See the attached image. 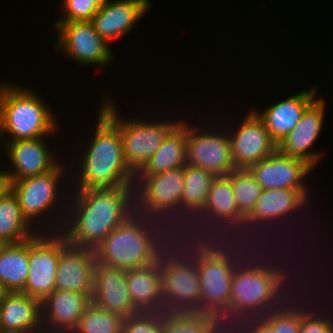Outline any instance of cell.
<instances>
[{"label":"cell","mask_w":333,"mask_h":333,"mask_svg":"<svg viewBox=\"0 0 333 333\" xmlns=\"http://www.w3.org/2000/svg\"><path fill=\"white\" fill-rule=\"evenodd\" d=\"M130 187L75 190L76 196L72 197L74 202L71 203L74 208L68 207L70 210H67L72 214L67 213L66 219L60 215V220L64 221L60 224L55 220L56 226L49 231L61 232L72 245L95 250L113 229L121 225V205L128 197Z\"/></svg>","instance_id":"cell-1"},{"label":"cell","mask_w":333,"mask_h":333,"mask_svg":"<svg viewBox=\"0 0 333 333\" xmlns=\"http://www.w3.org/2000/svg\"><path fill=\"white\" fill-rule=\"evenodd\" d=\"M91 144L87 145L73 190L132 186L135 173L123 155L119 128L99 109ZM80 180V181H79Z\"/></svg>","instance_id":"cell-2"},{"label":"cell","mask_w":333,"mask_h":333,"mask_svg":"<svg viewBox=\"0 0 333 333\" xmlns=\"http://www.w3.org/2000/svg\"><path fill=\"white\" fill-rule=\"evenodd\" d=\"M38 95L18 84L0 86V141L8 139L3 144L42 138L58 130L52 109ZM5 132L8 136L3 138Z\"/></svg>","instance_id":"cell-3"},{"label":"cell","mask_w":333,"mask_h":333,"mask_svg":"<svg viewBox=\"0 0 333 333\" xmlns=\"http://www.w3.org/2000/svg\"><path fill=\"white\" fill-rule=\"evenodd\" d=\"M104 100L105 103L101 104L100 110L119 128L124 159L136 174L156 153L166 137L181 123V120L148 122L136 118L126 121L123 116L120 118L112 99Z\"/></svg>","instance_id":"cell-4"},{"label":"cell","mask_w":333,"mask_h":333,"mask_svg":"<svg viewBox=\"0 0 333 333\" xmlns=\"http://www.w3.org/2000/svg\"><path fill=\"white\" fill-rule=\"evenodd\" d=\"M173 266L199 268L210 261L239 263L237 229L219 228L204 235H183L170 239Z\"/></svg>","instance_id":"cell-5"},{"label":"cell","mask_w":333,"mask_h":333,"mask_svg":"<svg viewBox=\"0 0 333 333\" xmlns=\"http://www.w3.org/2000/svg\"><path fill=\"white\" fill-rule=\"evenodd\" d=\"M46 228L29 239V273L20 291L42 302L55 290V275L61 253V232Z\"/></svg>","instance_id":"cell-6"},{"label":"cell","mask_w":333,"mask_h":333,"mask_svg":"<svg viewBox=\"0 0 333 333\" xmlns=\"http://www.w3.org/2000/svg\"><path fill=\"white\" fill-rule=\"evenodd\" d=\"M189 125L187 123V164L202 168L215 177L228 176L233 172L236 168L232 158L228 131L218 132L216 129L212 133L202 132L198 127H191L192 125L189 127Z\"/></svg>","instance_id":"cell-7"},{"label":"cell","mask_w":333,"mask_h":333,"mask_svg":"<svg viewBox=\"0 0 333 333\" xmlns=\"http://www.w3.org/2000/svg\"><path fill=\"white\" fill-rule=\"evenodd\" d=\"M59 36L56 48L82 64H110L112 49L95 30L91 21L55 23Z\"/></svg>","instance_id":"cell-8"},{"label":"cell","mask_w":333,"mask_h":333,"mask_svg":"<svg viewBox=\"0 0 333 333\" xmlns=\"http://www.w3.org/2000/svg\"><path fill=\"white\" fill-rule=\"evenodd\" d=\"M152 237L139 228L119 225L95 249L96 261L125 270L142 268Z\"/></svg>","instance_id":"cell-9"},{"label":"cell","mask_w":333,"mask_h":333,"mask_svg":"<svg viewBox=\"0 0 333 333\" xmlns=\"http://www.w3.org/2000/svg\"><path fill=\"white\" fill-rule=\"evenodd\" d=\"M64 168L63 163H59L46 174L13 181V193L18 198L22 214L34 228V222L41 217L44 218L43 215L48 217L44 212L51 213L58 204V183L63 177V172L64 175L66 173Z\"/></svg>","instance_id":"cell-10"},{"label":"cell","mask_w":333,"mask_h":333,"mask_svg":"<svg viewBox=\"0 0 333 333\" xmlns=\"http://www.w3.org/2000/svg\"><path fill=\"white\" fill-rule=\"evenodd\" d=\"M96 265L95 250L72 245L61 233L55 290L93 293Z\"/></svg>","instance_id":"cell-11"},{"label":"cell","mask_w":333,"mask_h":333,"mask_svg":"<svg viewBox=\"0 0 333 333\" xmlns=\"http://www.w3.org/2000/svg\"><path fill=\"white\" fill-rule=\"evenodd\" d=\"M236 129V133L228 132L236 169H248L277 151V143L254 111H250Z\"/></svg>","instance_id":"cell-12"},{"label":"cell","mask_w":333,"mask_h":333,"mask_svg":"<svg viewBox=\"0 0 333 333\" xmlns=\"http://www.w3.org/2000/svg\"><path fill=\"white\" fill-rule=\"evenodd\" d=\"M93 293L54 290L41 302V324L44 333H72Z\"/></svg>","instance_id":"cell-13"},{"label":"cell","mask_w":333,"mask_h":333,"mask_svg":"<svg viewBox=\"0 0 333 333\" xmlns=\"http://www.w3.org/2000/svg\"><path fill=\"white\" fill-rule=\"evenodd\" d=\"M314 168L305 160L276 151L252 164L248 170L263 189H307L304 177Z\"/></svg>","instance_id":"cell-14"},{"label":"cell","mask_w":333,"mask_h":333,"mask_svg":"<svg viewBox=\"0 0 333 333\" xmlns=\"http://www.w3.org/2000/svg\"><path fill=\"white\" fill-rule=\"evenodd\" d=\"M272 305L273 289L268 275L259 268L240 261L232 276L230 306L269 313Z\"/></svg>","instance_id":"cell-15"},{"label":"cell","mask_w":333,"mask_h":333,"mask_svg":"<svg viewBox=\"0 0 333 333\" xmlns=\"http://www.w3.org/2000/svg\"><path fill=\"white\" fill-rule=\"evenodd\" d=\"M325 101L316 99L304 112L299 123L277 144V151L285 156L305 160L313 168L316 167L321 154L310 151L323 128Z\"/></svg>","instance_id":"cell-16"},{"label":"cell","mask_w":333,"mask_h":333,"mask_svg":"<svg viewBox=\"0 0 333 333\" xmlns=\"http://www.w3.org/2000/svg\"><path fill=\"white\" fill-rule=\"evenodd\" d=\"M92 303L124 318L138 313L129 295L127 270L97 263Z\"/></svg>","instance_id":"cell-17"},{"label":"cell","mask_w":333,"mask_h":333,"mask_svg":"<svg viewBox=\"0 0 333 333\" xmlns=\"http://www.w3.org/2000/svg\"><path fill=\"white\" fill-rule=\"evenodd\" d=\"M289 218L290 217H283V218H278V219H275V220H272V221H265V222H254V221H250V220H244L242 223H241V225L237 228V233H238V236H239V245H240V258H241V261H244L245 263H248V264H250V265H252V266H255V267H257V268H259L260 270H262V271H265L266 269H268L270 266H279V264L281 265V262L280 261H284V260H280V261H277V260H279V259H274L273 257H277L275 254H279L280 256H281V254L279 253L280 252V249L278 250V252L277 251H274V247L275 246H273V245H276V244H271V242L272 241H270V239H272V237L273 236H268V235H270L271 233H272V229H273V231L275 232H273L272 233V235H274L275 236V234H276V231H278L279 229H278V227L280 226V224H282V222H283V224L285 225H287V222H289ZM288 221H287V220ZM280 222L279 224H278V222ZM287 221V222H286ZM282 224V225H283ZM274 225V226H273ZM277 225H279V226H277ZM264 226V227H263ZM266 226H268L267 228H266ZM273 227V228H272ZM277 227V229H275ZM268 228H272L271 229V231H268V230H270V229H268ZM267 229V230H266ZM261 230V231H260ZM266 230V231H265ZM263 231V232H262ZM261 232H262V234H261ZM266 232V233H265ZM264 233V234H263ZM269 233V234H268ZM253 234H254V236H253ZM278 234V235H277ZM276 234V237L277 236H279V235H281L280 233H277ZM252 235V236H251ZM264 237H263V236ZM266 235V236H265ZM256 237V238H255ZM261 237H262V239H261ZM267 237V238H266ZM271 237V238H270ZM282 237V236H281ZM275 237H273V239H274ZM277 238H280V237H277ZM277 238H275V239H277ZM259 239H261L260 241H262V242H259V240L257 241V240ZM275 239L273 240V242H275ZM263 240H264V242H263ZM268 240L270 241L269 243L270 244H268ZM267 241V242H266ZM253 242V243H252ZM243 243V244H242ZM265 243V244H264ZM267 243V244H266ZM275 243H277V242H275ZM278 243H279V241H278ZM278 243H277V245H278ZM252 244V245H251ZM256 244V245H255ZM261 244V245H260ZM265 245V246H263V245ZM258 245V246H257ZM254 246V247H253ZM260 246V247H259ZM267 246V247H266ZM272 246H273V248H272ZM280 246V245H279ZM281 246H283V243H282V245ZM266 247V248H265ZM270 247V248H269ZM257 248V249H256ZM263 248V249H262ZM267 248H269L270 250L271 249H273V251H274V254H273V251L272 252H270L269 251V249H268V252H267ZM276 248L278 249L279 247H277L276 246ZM280 248H282V247H280ZM283 248H285V247H283ZM264 249H265V251H264ZM250 250V251H249ZM258 250V251H257ZM263 250V251H262ZM284 251V253L286 252L285 250H283ZM261 252V253H260ZM264 252H266V254H268V253H272V255L271 254H268L269 255V257L267 256L266 257V254H264ZM277 252V253H276ZM256 253V254H255ZM281 253H282V251H281ZM264 254V255H263ZM279 255H278V258H279ZM272 258H271V257ZM267 259H266V258ZM281 258V257H280ZM270 259V260H269ZM273 259V260H272ZM281 259H284V257L283 258H281ZM280 262L279 264L276 262ZM286 261H288V260H286ZM285 263L284 262H282V265H284Z\"/></svg>","instance_id":"cell-18"},{"label":"cell","mask_w":333,"mask_h":333,"mask_svg":"<svg viewBox=\"0 0 333 333\" xmlns=\"http://www.w3.org/2000/svg\"><path fill=\"white\" fill-rule=\"evenodd\" d=\"M46 137L7 142L4 150L13 170L6 172L13 181L38 176L52 171L60 162L49 151Z\"/></svg>","instance_id":"cell-19"},{"label":"cell","mask_w":333,"mask_h":333,"mask_svg":"<svg viewBox=\"0 0 333 333\" xmlns=\"http://www.w3.org/2000/svg\"><path fill=\"white\" fill-rule=\"evenodd\" d=\"M149 0H108L98 9L91 22L96 32L108 43L127 35L150 6Z\"/></svg>","instance_id":"cell-20"},{"label":"cell","mask_w":333,"mask_h":333,"mask_svg":"<svg viewBox=\"0 0 333 333\" xmlns=\"http://www.w3.org/2000/svg\"><path fill=\"white\" fill-rule=\"evenodd\" d=\"M201 287L197 268L173 266L162 278L164 312H200Z\"/></svg>","instance_id":"cell-21"},{"label":"cell","mask_w":333,"mask_h":333,"mask_svg":"<svg viewBox=\"0 0 333 333\" xmlns=\"http://www.w3.org/2000/svg\"><path fill=\"white\" fill-rule=\"evenodd\" d=\"M0 333H44L41 302L22 292H6L0 301Z\"/></svg>","instance_id":"cell-22"},{"label":"cell","mask_w":333,"mask_h":333,"mask_svg":"<svg viewBox=\"0 0 333 333\" xmlns=\"http://www.w3.org/2000/svg\"><path fill=\"white\" fill-rule=\"evenodd\" d=\"M316 87L303 90L264 111L253 110L263 121L271 138L278 144L299 123L306 109L317 99Z\"/></svg>","instance_id":"cell-23"},{"label":"cell","mask_w":333,"mask_h":333,"mask_svg":"<svg viewBox=\"0 0 333 333\" xmlns=\"http://www.w3.org/2000/svg\"><path fill=\"white\" fill-rule=\"evenodd\" d=\"M238 263L210 261L197 268L200 280V312L230 306L232 276Z\"/></svg>","instance_id":"cell-24"},{"label":"cell","mask_w":333,"mask_h":333,"mask_svg":"<svg viewBox=\"0 0 333 333\" xmlns=\"http://www.w3.org/2000/svg\"><path fill=\"white\" fill-rule=\"evenodd\" d=\"M308 189H263L251 213L244 219L254 222L272 221L299 214L308 203ZM298 211V212H297ZM295 212H297L295 214ZM293 213V214H292Z\"/></svg>","instance_id":"cell-25"},{"label":"cell","mask_w":333,"mask_h":333,"mask_svg":"<svg viewBox=\"0 0 333 333\" xmlns=\"http://www.w3.org/2000/svg\"><path fill=\"white\" fill-rule=\"evenodd\" d=\"M120 224L161 237L164 234V207L157 205L133 184L121 205Z\"/></svg>","instance_id":"cell-26"},{"label":"cell","mask_w":333,"mask_h":333,"mask_svg":"<svg viewBox=\"0 0 333 333\" xmlns=\"http://www.w3.org/2000/svg\"><path fill=\"white\" fill-rule=\"evenodd\" d=\"M216 228L205 207L181 203L164 207V234L161 237L171 239L183 235H204Z\"/></svg>","instance_id":"cell-27"},{"label":"cell","mask_w":333,"mask_h":333,"mask_svg":"<svg viewBox=\"0 0 333 333\" xmlns=\"http://www.w3.org/2000/svg\"><path fill=\"white\" fill-rule=\"evenodd\" d=\"M204 207L219 228L237 229L245 219L239 212L229 176H218L212 180Z\"/></svg>","instance_id":"cell-28"},{"label":"cell","mask_w":333,"mask_h":333,"mask_svg":"<svg viewBox=\"0 0 333 333\" xmlns=\"http://www.w3.org/2000/svg\"><path fill=\"white\" fill-rule=\"evenodd\" d=\"M204 313L209 333H256L265 321L263 310L215 307Z\"/></svg>","instance_id":"cell-29"},{"label":"cell","mask_w":333,"mask_h":333,"mask_svg":"<svg viewBox=\"0 0 333 333\" xmlns=\"http://www.w3.org/2000/svg\"><path fill=\"white\" fill-rule=\"evenodd\" d=\"M184 170L185 166L155 175H135L134 185L161 207L177 205L184 190Z\"/></svg>","instance_id":"cell-30"},{"label":"cell","mask_w":333,"mask_h":333,"mask_svg":"<svg viewBox=\"0 0 333 333\" xmlns=\"http://www.w3.org/2000/svg\"><path fill=\"white\" fill-rule=\"evenodd\" d=\"M187 122L181 123L166 137L156 153L135 175H155L184 167L186 162Z\"/></svg>","instance_id":"cell-31"},{"label":"cell","mask_w":333,"mask_h":333,"mask_svg":"<svg viewBox=\"0 0 333 333\" xmlns=\"http://www.w3.org/2000/svg\"><path fill=\"white\" fill-rule=\"evenodd\" d=\"M130 298L139 312H162V278L145 267L127 270Z\"/></svg>","instance_id":"cell-32"},{"label":"cell","mask_w":333,"mask_h":333,"mask_svg":"<svg viewBox=\"0 0 333 333\" xmlns=\"http://www.w3.org/2000/svg\"><path fill=\"white\" fill-rule=\"evenodd\" d=\"M29 273V240L5 244L0 250V283L7 292H20Z\"/></svg>","instance_id":"cell-33"},{"label":"cell","mask_w":333,"mask_h":333,"mask_svg":"<svg viewBox=\"0 0 333 333\" xmlns=\"http://www.w3.org/2000/svg\"><path fill=\"white\" fill-rule=\"evenodd\" d=\"M22 214L17 196L12 192L0 199V241L5 244L25 242L42 230L36 231Z\"/></svg>","instance_id":"cell-34"},{"label":"cell","mask_w":333,"mask_h":333,"mask_svg":"<svg viewBox=\"0 0 333 333\" xmlns=\"http://www.w3.org/2000/svg\"><path fill=\"white\" fill-rule=\"evenodd\" d=\"M290 275H292L291 272H290ZM290 277L291 276L269 277L271 282H272V289H273V305H272V308H271L270 312H272L274 314H277V315H280V316H285V317H288V318H296V319H300V320H303V319H306L307 317L315 315L316 311L317 310L320 311V309L317 308V307L315 309V307H312L310 305V304H312V302L310 300H308L309 299V297L307 298L308 294L306 295V300L302 299L303 295H305V294L301 293L302 294V296H301V294L300 295L298 294L300 291H296L297 289H299V285L297 287L293 286V285H295L294 283H297V282L299 283V281H297V280L292 281V280H290V279H292V277L291 278ZM290 281L293 283V285H291V286L289 285V284H292ZM288 288H290V290ZM291 289H292V291L294 290L293 291L294 294L291 291ZM287 292H288V294H287ZM295 294H297V295H295ZM298 295H299V298H298ZM299 299H302V301L299 300ZM307 302H309L308 305L305 304ZM309 306L312 307V308H310ZM308 307H309V309H308ZM313 309H315V310H313Z\"/></svg>","instance_id":"cell-35"},{"label":"cell","mask_w":333,"mask_h":333,"mask_svg":"<svg viewBox=\"0 0 333 333\" xmlns=\"http://www.w3.org/2000/svg\"><path fill=\"white\" fill-rule=\"evenodd\" d=\"M124 317L91 303L72 333H122Z\"/></svg>","instance_id":"cell-36"},{"label":"cell","mask_w":333,"mask_h":333,"mask_svg":"<svg viewBox=\"0 0 333 333\" xmlns=\"http://www.w3.org/2000/svg\"><path fill=\"white\" fill-rule=\"evenodd\" d=\"M215 176L198 167L186 164L184 170V190L181 204L204 207L208 198L210 185Z\"/></svg>","instance_id":"cell-37"},{"label":"cell","mask_w":333,"mask_h":333,"mask_svg":"<svg viewBox=\"0 0 333 333\" xmlns=\"http://www.w3.org/2000/svg\"><path fill=\"white\" fill-rule=\"evenodd\" d=\"M239 212L246 218L256 205L263 188L248 169H235L228 175Z\"/></svg>","instance_id":"cell-38"},{"label":"cell","mask_w":333,"mask_h":333,"mask_svg":"<svg viewBox=\"0 0 333 333\" xmlns=\"http://www.w3.org/2000/svg\"><path fill=\"white\" fill-rule=\"evenodd\" d=\"M161 333H209L204 313L164 312Z\"/></svg>","instance_id":"cell-39"},{"label":"cell","mask_w":333,"mask_h":333,"mask_svg":"<svg viewBox=\"0 0 333 333\" xmlns=\"http://www.w3.org/2000/svg\"><path fill=\"white\" fill-rule=\"evenodd\" d=\"M144 267L161 278L172 270L173 257L169 238L154 236L150 239Z\"/></svg>","instance_id":"cell-40"},{"label":"cell","mask_w":333,"mask_h":333,"mask_svg":"<svg viewBox=\"0 0 333 333\" xmlns=\"http://www.w3.org/2000/svg\"><path fill=\"white\" fill-rule=\"evenodd\" d=\"M162 312H138L124 319L122 333H161Z\"/></svg>","instance_id":"cell-41"},{"label":"cell","mask_w":333,"mask_h":333,"mask_svg":"<svg viewBox=\"0 0 333 333\" xmlns=\"http://www.w3.org/2000/svg\"><path fill=\"white\" fill-rule=\"evenodd\" d=\"M64 14L55 23L91 21L98 12L91 0H62Z\"/></svg>","instance_id":"cell-42"},{"label":"cell","mask_w":333,"mask_h":333,"mask_svg":"<svg viewBox=\"0 0 333 333\" xmlns=\"http://www.w3.org/2000/svg\"><path fill=\"white\" fill-rule=\"evenodd\" d=\"M319 312L322 311H317L315 315L302 320L300 333H333L332 316L330 313Z\"/></svg>","instance_id":"cell-43"},{"label":"cell","mask_w":333,"mask_h":333,"mask_svg":"<svg viewBox=\"0 0 333 333\" xmlns=\"http://www.w3.org/2000/svg\"><path fill=\"white\" fill-rule=\"evenodd\" d=\"M265 320L277 333H300L302 320L267 313Z\"/></svg>","instance_id":"cell-44"},{"label":"cell","mask_w":333,"mask_h":333,"mask_svg":"<svg viewBox=\"0 0 333 333\" xmlns=\"http://www.w3.org/2000/svg\"><path fill=\"white\" fill-rule=\"evenodd\" d=\"M13 192V180L6 171H0V199Z\"/></svg>","instance_id":"cell-45"},{"label":"cell","mask_w":333,"mask_h":333,"mask_svg":"<svg viewBox=\"0 0 333 333\" xmlns=\"http://www.w3.org/2000/svg\"><path fill=\"white\" fill-rule=\"evenodd\" d=\"M285 266H291V265L289 264V265H284V266L283 265L270 266L264 272L268 275V277H285V276H289L290 272L288 273V271H291V270L289 269V270L286 271L287 267L285 268ZM293 269H295V268H292V270ZM293 272H295V271L293 270Z\"/></svg>","instance_id":"cell-46"},{"label":"cell","mask_w":333,"mask_h":333,"mask_svg":"<svg viewBox=\"0 0 333 333\" xmlns=\"http://www.w3.org/2000/svg\"><path fill=\"white\" fill-rule=\"evenodd\" d=\"M256 333H277L272 326L265 320L258 328Z\"/></svg>","instance_id":"cell-47"},{"label":"cell","mask_w":333,"mask_h":333,"mask_svg":"<svg viewBox=\"0 0 333 333\" xmlns=\"http://www.w3.org/2000/svg\"><path fill=\"white\" fill-rule=\"evenodd\" d=\"M91 2L98 8H101L103 5H105L108 0H91Z\"/></svg>","instance_id":"cell-48"},{"label":"cell","mask_w":333,"mask_h":333,"mask_svg":"<svg viewBox=\"0 0 333 333\" xmlns=\"http://www.w3.org/2000/svg\"><path fill=\"white\" fill-rule=\"evenodd\" d=\"M6 292L7 291L3 288L2 284L0 283V301Z\"/></svg>","instance_id":"cell-49"},{"label":"cell","mask_w":333,"mask_h":333,"mask_svg":"<svg viewBox=\"0 0 333 333\" xmlns=\"http://www.w3.org/2000/svg\"><path fill=\"white\" fill-rule=\"evenodd\" d=\"M4 246V244L0 241V250Z\"/></svg>","instance_id":"cell-50"}]
</instances>
